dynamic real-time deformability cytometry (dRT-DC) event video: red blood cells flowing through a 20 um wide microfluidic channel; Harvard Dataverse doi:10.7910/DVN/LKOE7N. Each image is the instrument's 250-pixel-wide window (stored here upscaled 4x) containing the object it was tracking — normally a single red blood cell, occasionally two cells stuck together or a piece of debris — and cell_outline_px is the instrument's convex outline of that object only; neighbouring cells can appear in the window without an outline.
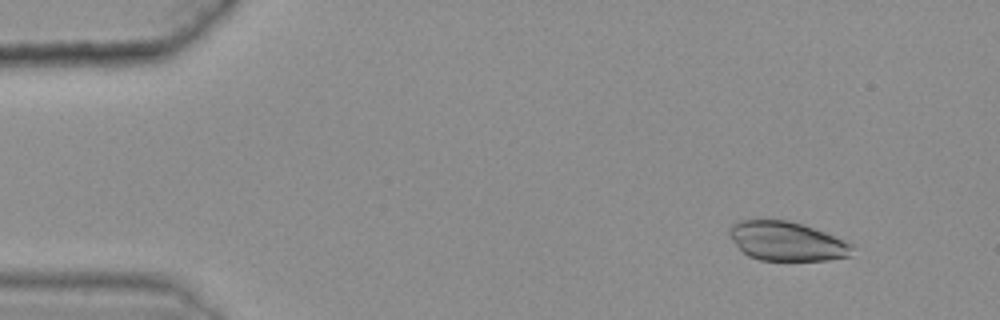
{"species": "common noctule bat (a hibernating species)", "species_latin": "Nyctalus noctula", "temperature_condition": "warm", "stored_images_in_passage": 47, "camera_frame_rate_fps": 3000, "um_per_image_px": 0.085, "animal": {"sex": "female", "body_mass_g": 25.1}, "frame": {"image": 1, "passage_image": 6, "time_ms": 1.667, "image_size_px": [1000, 320], "cell_outline_px": [[852, 256], [828, 260], [760, 260], [748, 256], [732, 240], [728, 232], [728, 228], [732, 224], [740, 220], [788, 220], [804, 224], [824, 232], [852, 244]], "centroid_in_image_um": [66.86, 20.5], "position_along_channel_um": 18.1, "area_um2": 27.92}}
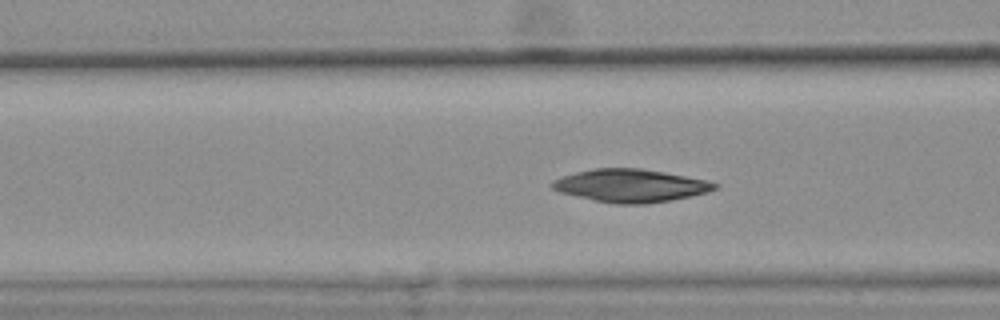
{"frame": {"image": 2, "passage_image": 22, "time_ms": 7.0, "image_size_px": [1000, 320], "cell_outline_px": [[720, 184], [716, 188], [708, 192], [692, 196], [644, 204], [616, 204], [592, 200], [560, 192], [552, 188], [548, 184], [552, 180], [576, 172], [592, 168], [640, 168], [664, 172], [704, 180]], "centroid_in_image_um": [53.55, 15.78], "position_along_channel_um": 113.0, "area_um2": 31.04}}
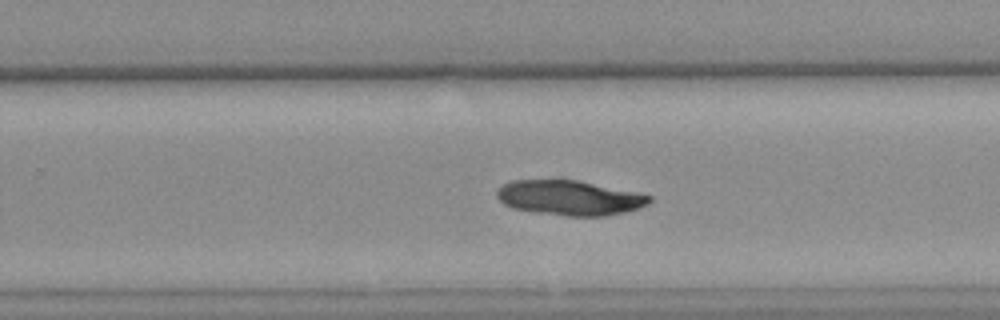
{"frame": {"image": 3, "passage_image": 36, "time_ms": 11.667, "image_size_px": [1000, 320], "cell_outline_px": [[652, 200], [648, 204], [640, 208], [608, 216], [564, 216], [536, 212], [512, 208], [504, 204], [496, 196], [496, 192], [504, 184], [512, 180], [556, 176], [636, 192], [652, 196]], "centroid_in_image_um": [48.38, 16.78], "position_along_channel_um": 281.4, "area_um2": 31.85}}